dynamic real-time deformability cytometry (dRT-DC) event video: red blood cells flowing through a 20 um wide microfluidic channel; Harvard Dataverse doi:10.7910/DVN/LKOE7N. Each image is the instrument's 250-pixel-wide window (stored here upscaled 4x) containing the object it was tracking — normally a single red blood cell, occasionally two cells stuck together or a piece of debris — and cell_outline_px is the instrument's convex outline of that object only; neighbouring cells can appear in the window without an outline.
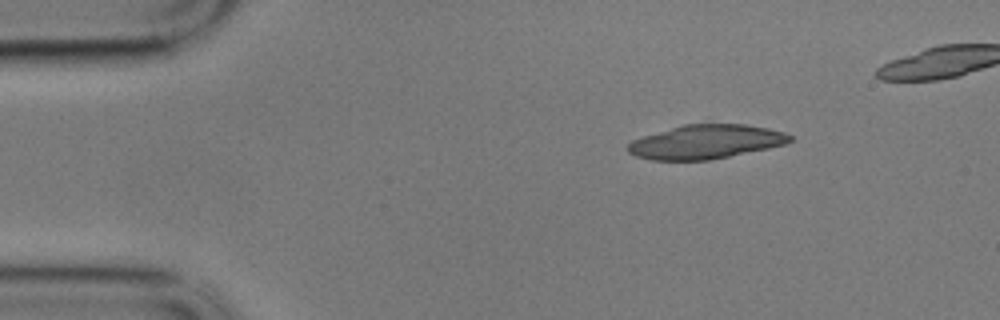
{"species": "common noctule bat (a hibernating species)", "species_latin": "Nyctalus noctula", "temperature_condition": "cold", "stored_images_in_passage": 26, "camera_frame_rate_fps": 3000, "um_per_image_px": 0.085, "animal": {"sex": "male", "body_mass_g": 17.9}, "frame": {"image": 1, "passage_image": 8, "time_ms": 2.333, "image_size_px": [1000, 320], "cell_outline_px": [[792, 140], [788, 144], [708, 160], [652, 160], [636, 156], [628, 152], [628, 144], [632, 140], [644, 136], [684, 124], [744, 124], [768, 128], [784, 132], [792, 136]], "centroid_in_image_um": [60.02, 12.05], "position_along_channel_um": 25.0, "area_um2": 31.85}}